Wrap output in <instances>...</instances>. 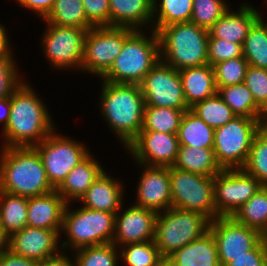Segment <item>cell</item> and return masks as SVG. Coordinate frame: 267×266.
Listing matches in <instances>:
<instances>
[{
    "label": "cell",
    "mask_w": 267,
    "mask_h": 266,
    "mask_svg": "<svg viewBox=\"0 0 267 266\" xmlns=\"http://www.w3.org/2000/svg\"><path fill=\"white\" fill-rule=\"evenodd\" d=\"M140 167L141 176L136 186V200L133 204L138 207L163 212L171 207V188L169 167L147 166L134 163Z\"/></svg>",
    "instance_id": "cell-19"
},
{
    "label": "cell",
    "mask_w": 267,
    "mask_h": 266,
    "mask_svg": "<svg viewBox=\"0 0 267 266\" xmlns=\"http://www.w3.org/2000/svg\"><path fill=\"white\" fill-rule=\"evenodd\" d=\"M129 27H92L85 38L81 73L101 78L119 55Z\"/></svg>",
    "instance_id": "cell-12"
},
{
    "label": "cell",
    "mask_w": 267,
    "mask_h": 266,
    "mask_svg": "<svg viewBox=\"0 0 267 266\" xmlns=\"http://www.w3.org/2000/svg\"><path fill=\"white\" fill-rule=\"evenodd\" d=\"M66 205L56 190L45 195L29 197L27 226L61 231Z\"/></svg>",
    "instance_id": "cell-22"
},
{
    "label": "cell",
    "mask_w": 267,
    "mask_h": 266,
    "mask_svg": "<svg viewBox=\"0 0 267 266\" xmlns=\"http://www.w3.org/2000/svg\"><path fill=\"white\" fill-rule=\"evenodd\" d=\"M119 254L126 266H165L166 262L154 240L120 246Z\"/></svg>",
    "instance_id": "cell-36"
},
{
    "label": "cell",
    "mask_w": 267,
    "mask_h": 266,
    "mask_svg": "<svg viewBox=\"0 0 267 266\" xmlns=\"http://www.w3.org/2000/svg\"><path fill=\"white\" fill-rule=\"evenodd\" d=\"M261 127L267 131V108L263 111Z\"/></svg>",
    "instance_id": "cell-53"
},
{
    "label": "cell",
    "mask_w": 267,
    "mask_h": 266,
    "mask_svg": "<svg viewBox=\"0 0 267 266\" xmlns=\"http://www.w3.org/2000/svg\"><path fill=\"white\" fill-rule=\"evenodd\" d=\"M53 190L35 147H0V191L29 198Z\"/></svg>",
    "instance_id": "cell-3"
},
{
    "label": "cell",
    "mask_w": 267,
    "mask_h": 266,
    "mask_svg": "<svg viewBox=\"0 0 267 266\" xmlns=\"http://www.w3.org/2000/svg\"><path fill=\"white\" fill-rule=\"evenodd\" d=\"M260 16L261 12L258 11V8L250 5L249 2L241 3L235 10L230 7L208 30L209 37L225 39L243 46L249 29Z\"/></svg>",
    "instance_id": "cell-21"
},
{
    "label": "cell",
    "mask_w": 267,
    "mask_h": 266,
    "mask_svg": "<svg viewBox=\"0 0 267 266\" xmlns=\"http://www.w3.org/2000/svg\"><path fill=\"white\" fill-rule=\"evenodd\" d=\"M44 21L57 26L87 30L93 27L87 20L82 0H55L52 9L42 22Z\"/></svg>",
    "instance_id": "cell-34"
},
{
    "label": "cell",
    "mask_w": 267,
    "mask_h": 266,
    "mask_svg": "<svg viewBox=\"0 0 267 266\" xmlns=\"http://www.w3.org/2000/svg\"><path fill=\"white\" fill-rule=\"evenodd\" d=\"M3 26H4V24H3V23H0V29H1Z\"/></svg>",
    "instance_id": "cell-54"
},
{
    "label": "cell",
    "mask_w": 267,
    "mask_h": 266,
    "mask_svg": "<svg viewBox=\"0 0 267 266\" xmlns=\"http://www.w3.org/2000/svg\"><path fill=\"white\" fill-rule=\"evenodd\" d=\"M71 204L66 205L63 214L61 235L64 233L67 240H61L62 251L68 253L69 250L73 252L83 247L112 243L115 213L83 206L75 209Z\"/></svg>",
    "instance_id": "cell-6"
},
{
    "label": "cell",
    "mask_w": 267,
    "mask_h": 266,
    "mask_svg": "<svg viewBox=\"0 0 267 266\" xmlns=\"http://www.w3.org/2000/svg\"><path fill=\"white\" fill-rule=\"evenodd\" d=\"M267 21L261 15L251 26L244 40L243 57L248 64L267 69Z\"/></svg>",
    "instance_id": "cell-33"
},
{
    "label": "cell",
    "mask_w": 267,
    "mask_h": 266,
    "mask_svg": "<svg viewBox=\"0 0 267 266\" xmlns=\"http://www.w3.org/2000/svg\"><path fill=\"white\" fill-rule=\"evenodd\" d=\"M190 22L209 30L231 7L226 0H193Z\"/></svg>",
    "instance_id": "cell-40"
},
{
    "label": "cell",
    "mask_w": 267,
    "mask_h": 266,
    "mask_svg": "<svg viewBox=\"0 0 267 266\" xmlns=\"http://www.w3.org/2000/svg\"><path fill=\"white\" fill-rule=\"evenodd\" d=\"M8 29L3 26L0 29V59L14 58V47L11 45L8 36ZM12 48V49H11Z\"/></svg>",
    "instance_id": "cell-50"
},
{
    "label": "cell",
    "mask_w": 267,
    "mask_h": 266,
    "mask_svg": "<svg viewBox=\"0 0 267 266\" xmlns=\"http://www.w3.org/2000/svg\"><path fill=\"white\" fill-rule=\"evenodd\" d=\"M220 266L253 250L265 237L257 230L237 222L233 217H216L210 221Z\"/></svg>",
    "instance_id": "cell-15"
},
{
    "label": "cell",
    "mask_w": 267,
    "mask_h": 266,
    "mask_svg": "<svg viewBox=\"0 0 267 266\" xmlns=\"http://www.w3.org/2000/svg\"><path fill=\"white\" fill-rule=\"evenodd\" d=\"M109 7L110 27L152 29V0H109Z\"/></svg>",
    "instance_id": "cell-24"
},
{
    "label": "cell",
    "mask_w": 267,
    "mask_h": 266,
    "mask_svg": "<svg viewBox=\"0 0 267 266\" xmlns=\"http://www.w3.org/2000/svg\"><path fill=\"white\" fill-rule=\"evenodd\" d=\"M171 206L200 212L210 220L217 217L214 205V176H204L169 167Z\"/></svg>",
    "instance_id": "cell-9"
},
{
    "label": "cell",
    "mask_w": 267,
    "mask_h": 266,
    "mask_svg": "<svg viewBox=\"0 0 267 266\" xmlns=\"http://www.w3.org/2000/svg\"><path fill=\"white\" fill-rule=\"evenodd\" d=\"M185 111L170 107L145 106L141 131L178 133Z\"/></svg>",
    "instance_id": "cell-35"
},
{
    "label": "cell",
    "mask_w": 267,
    "mask_h": 266,
    "mask_svg": "<svg viewBox=\"0 0 267 266\" xmlns=\"http://www.w3.org/2000/svg\"><path fill=\"white\" fill-rule=\"evenodd\" d=\"M73 253L76 266H120L119 248L113 243L83 247Z\"/></svg>",
    "instance_id": "cell-38"
},
{
    "label": "cell",
    "mask_w": 267,
    "mask_h": 266,
    "mask_svg": "<svg viewBox=\"0 0 267 266\" xmlns=\"http://www.w3.org/2000/svg\"><path fill=\"white\" fill-rule=\"evenodd\" d=\"M0 266H40V262L17 256L6 250L0 253Z\"/></svg>",
    "instance_id": "cell-48"
},
{
    "label": "cell",
    "mask_w": 267,
    "mask_h": 266,
    "mask_svg": "<svg viewBox=\"0 0 267 266\" xmlns=\"http://www.w3.org/2000/svg\"><path fill=\"white\" fill-rule=\"evenodd\" d=\"M244 84L251 91L255 102L264 110L267 108V69L249 65Z\"/></svg>",
    "instance_id": "cell-44"
},
{
    "label": "cell",
    "mask_w": 267,
    "mask_h": 266,
    "mask_svg": "<svg viewBox=\"0 0 267 266\" xmlns=\"http://www.w3.org/2000/svg\"><path fill=\"white\" fill-rule=\"evenodd\" d=\"M225 266H267V239L264 238L253 250Z\"/></svg>",
    "instance_id": "cell-46"
},
{
    "label": "cell",
    "mask_w": 267,
    "mask_h": 266,
    "mask_svg": "<svg viewBox=\"0 0 267 266\" xmlns=\"http://www.w3.org/2000/svg\"><path fill=\"white\" fill-rule=\"evenodd\" d=\"M16 62L14 58L0 59V99L11 97L15 89L25 80L21 79V69Z\"/></svg>",
    "instance_id": "cell-43"
},
{
    "label": "cell",
    "mask_w": 267,
    "mask_h": 266,
    "mask_svg": "<svg viewBox=\"0 0 267 266\" xmlns=\"http://www.w3.org/2000/svg\"><path fill=\"white\" fill-rule=\"evenodd\" d=\"M133 29L119 55L99 79L111 83L139 84L160 60L159 39L154 29ZM150 33L151 35H146Z\"/></svg>",
    "instance_id": "cell-4"
},
{
    "label": "cell",
    "mask_w": 267,
    "mask_h": 266,
    "mask_svg": "<svg viewBox=\"0 0 267 266\" xmlns=\"http://www.w3.org/2000/svg\"><path fill=\"white\" fill-rule=\"evenodd\" d=\"M174 167L204 176H215L222 169L217 164L213 148L179 145Z\"/></svg>",
    "instance_id": "cell-27"
},
{
    "label": "cell",
    "mask_w": 267,
    "mask_h": 266,
    "mask_svg": "<svg viewBox=\"0 0 267 266\" xmlns=\"http://www.w3.org/2000/svg\"><path fill=\"white\" fill-rule=\"evenodd\" d=\"M261 129V120L235 116L227 124L215 129L214 155L222 170L242 169L256 133Z\"/></svg>",
    "instance_id": "cell-8"
},
{
    "label": "cell",
    "mask_w": 267,
    "mask_h": 266,
    "mask_svg": "<svg viewBox=\"0 0 267 266\" xmlns=\"http://www.w3.org/2000/svg\"><path fill=\"white\" fill-rule=\"evenodd\" d=\"M101 82V95L97 106L107 123L106 127L126 149L143 128L145 100L140 86L103 80Z\"/></svg>",
    "instance_id": "cell-2"
},
{
    "label": "cell",
    "mask_w": 267,
    "mask_h": 266,
    "mask_svg": "<svg viewBox=\"0 0 267 266\" xmlns=\"http://www.w3.org/2000/svg\"><path fill=\"white\" fill-rule=\"evenodd\" d=\"M180 145L213 148L215 129L208 126L190 109L185 111L178 130Z\"/></svg>",
    "instance_id": "cell-28"
},
{
    "label": "cell",
    "mask_w": 267,
    "mask_h": 266,
    "mask_svg": "<svg viewBox=\"0 0 267 266\" xmlns=\"http://www.w3.org/2000/svg\"><path fill=\"white\" fill-rule=\"evenodd\" d=\"M61 231L26 226L9 237V250L17 255L38 262L62 252Z\"/></svg>",
    "instance_id": "cell-18"
},
{
    "label": "cell",
    "mask_w": 267,
    "mask_h": 266,
    "mask_svg": "<svg viewBox=\"0 0 267 266\" xmlns=\"http://www.w3.org/2000/svg\"><path fill=\"white\" fill-rule=\"evenodd\" d=\"M10 116V97L0 99V123L3 130L8 124Z\"/></svg>",
    "instance_id": "cell-51"
},
{
    "label": "cell",
    "mask_w": 267,
    "mask_h": 266,
    "mask_svg": "<svg viewBox=\"0 0 267 266\" xmlns=\"http://www.w3.org/2000/svg\"><path fill=\"white\" fill-rule=\"evenodd\" d=\"M165 266H220L217 245L210 231L176 250Z\"/></svg>",
    "instance_id": "cell-25"
},
{
    "label": "cell",
    "mask_w": 267,
    "mask_h": 266,
    "mask_svg": "<svg viewBox=\"0 0 267 266\" xmlns=\"http://www.w3.org/2000/svg\"><path fill=\"white\" fill-rule=\"evenodd\" d=\"M145 106L170 107L187 111L179 71L159 60L139 83Z\"/></svg>",
    "instance_id": "cell-13"
},
{
    "label": "cell",
    "mask_w": 267,
    "mask_h": 266,
    "mask_svg": "<svg viewBox=\"0 0 267 266\" xmlns=\"http://www.w3.org/2000/svg\"><path fill=\"white\" fill-rule=\"evenodd\" d=\"M15 2L18 6L33 11L42 20L49 14L55 0H15Z\"/></svg>",
    "instance_id": "cell-47"
},
{
    "label": "cell",
    "mask_w": 267,
    "mask_h": 266,
    "mask_svg": "<svg viewBox=\"0 0 267 266\" xmlns=\"http://www.w3.org/2000/svg\"><path fill=\"white\" fill-rule=\"evenodd\" d=\"M40 44L52 69L81 72L87 29L46 23ZM67 69V70H66Z\"/></svg>",
    "instance_id": "cell-11"
},
{
    "label": "cell",
    "mask_w": 267,
    "mask_h": 266,
    "mask_svg": "<svg viewBox=\"0 0 267 266\" xmlns=\"http://www.w3.org/2000/svg\"><path fill=\"white\" fill-rule=\"evenodd\" d=\"M232 217L267 239V186H262Z\"/></svg>",
    "instance_id": "cell-31"
},
{
    "label": "cell",
    "mask_w": 267,
    "mask_h": 266,
    "mask_svg": "<svg viewBox=\"0 0 267 266\" xmlns=\"http://www.w3.org/2000/svg\"><path fill=\"white\" fill-rule=\"evenodd\" d=\"M62 251L57 256L48 258L44 262H40V266H76L74 256L72 254ZM70 257H69V256Z\"/></svg>",
    "instance_id": "cell-49"
},
{
    "label": "cell",
    "mask_w": 267,
    "mask_h": 266,
    "mask_svg": "<svg viewBox=\"0 0 267 266\" xmlns=\"http://www.w3.org/2000/svg\"><path fill=\"white\" fill-rule=\"evenodd\" d=\"M82 4L93 27H110L109 0H82Z\"/></svg>",
    "instance_id": "cell-45"
},
{
    "label": "cell",
    "mask_w": 267,
    "mask_h": 266,
    "mask_svg": "<svg viewBox=\"0 0 267 266\" xmlns=\"http://www.w3.org/2000/svg\"><path fill=\"white\" fill-rule=\"evenodd\" d=\"M177 133L140 131L124 149L134 160L147 166H173L179 151Z\"/></svg>",
    "instance_id": "cell-16"
},
{
    "label": "cell",
    "mask_w": 267,
    "mask_h": 266,
    "mask_svg": "<svg viewBox=\"0 0 267 266\" xmlns=\"http://www.w3.org/2000/svg\"><path fill=\"white\" fill-rule=\"evenodd\" d=\"M207 51L208 64L211 66L228 59L243 56L241 44L214 37H209Z\"/></svg>",
    "instance_id": "cell-42"
},
{
    "label": "cell",
    "mask_w": 267,
    "mask_h": 266,
    "mask_svg": "<svg viewBox=\"0 0 267 266\" xmlns=\"http://www.w3.org/2000/svg\"><path fill=\"white\" fill-rule=\"evenodd\" d=\"M190 110L213 129L227 124L236 116L217 93L196 103Z\"/></svg>",
    "instance_id": "cell-37"
},
{
    "label": "cell",
    "mask_w": 267,
    "mask_h": 266,
    "mask_svg": "<svg viewBox=\"0 0 267 266\" xmlns=\"http://www.w3.org/2000/svg\"><path fill=\"white\" fill-rule=\"evenodd\" d=\"M160 60L176 70L208 64L209 32L192 22L175 23L157 31Z\"/></svg>",
    "instance_id": "cell-5"
},
{
    "label": "cell",
    "mask_w": 267,
    "mask_h": 266,
    "mask_svg": "<svg viewBox=\"0 0 267 266\" xmlns=\"http://www.w3.org/2000/svg\"><path fill=\"white\" fill-rule=\"evenodd\" d=\"M122 205L115 214V233L112 243L118 248L129 243L154 240L157 212L132 204Z\"/></svg>",
    "instance_id": "cell-17"
},
{
    "label": "cell",
    "mask_w": 267,
    "mask_h": 266,
    "mask_svg": "<svg viewBox=\"0 0 267 266\" xmlns=\"http://www.w3.org/2000/svg\"><path fill=\"white\" fill-rule=\"evenodd\" d=\"M57 130L56 128L34 146L40 155L48 181L55 189L91 153L84 142L62 135Z\"/></svg>",
    "instance_id": "cell-10"
},
{
    "label": "cell",
    "mask_w": 267,
    "mask_h": 266,
    "mask_svg": "<svg viewBox=\"0 0 267 266\" xmlns=\"http://www.w3.org/2000/svg\"><path fill=\"white\" fill-rule=\"evenodd\" d=\"M248 67L249 64L243 56L214 64L216 88L244 83Z\"/></svg>",
    "instance_id": "cell-41"
},
{
    "label": "cell",
    "mask_w": 267,
    "mask_h": 266,
    "mask_svg": "<svg viewBox=\"0 0 267 266\" xmlns=\"http://www.w3.org/2000/svg\"><path fill=\"white\" fill-rule=\"evenodd\" d=\"M210 219L200 212L170 207L159 212L155 223L154 242L166 260L176 250L202 237L209 231Z\"/></svg>",
    "instance_id": "cell-7"
},
{
    "label": "cell",
    "mask_w": 267,
    "mask_h": 266,
    "mask_svg": "<svg viewBox=\"0 0 267 266\" xmlns=\"http://www.w3.org/2000/svg\"><path fill=\"white\" fill-rule=\"evenodd\" d=\"M28 197L0 191V224L10 237L27 226Z\"/></svg>",
    "instance_id": "cell-30"
},
{
    "label": "cell",
    "mask_w": 267,
    "mask_h": 266,
    "mask_svg": "<svg viewBox=\"0 0 267 266\" xmlns=\"http://www.w3.org/2000/svg\"><path fill=\"white\" fill-rule=\"evenodd\" d=\"M217 94L236 116L262 120L264 110L255 102L251 91L244 83L219 87Z\"/></svg>",
    "instance_id": "cell-29"
},
{
    "label": "cell",
    "mask_w": 267,
    "mask_h": 266,
    "mask_svg": "<svg viewBox=\"0 0 267 266\" xmlns=\"http://www.w3.org/2000/svg\"><path fill=\"white\" fill-rule=\"evenodd\" d=\"M26 79L10 97V116L0 147H34L56 129L44 100Z\"/></svg>",
    "instance_id": "cell-1"
},
{
    "label": "cell",
    "mask_w": 267,
    "mask_h": 266,
    "mask_svg": "<svg viewBox=\"0 0 267 266\" xmlns=\"http://www.w3.org/2000/svg\"><path fill=\"white\" fill-rule=\"evenodd\" d=\"M263 185L243 169H225L214 176L217 217H232Z\"/></svg>",
    "instance_id": "cell-14"
},
{
    "label": "cell",
    "mask_w": 267,
    "mask_h": 266,
    "mask_svg": "<svg viewBox=\"0 0 267 266\" xmlns=\"http://www.w3.org/2000/svg\"><path fill=\"white\" fill-rule=\"evenodd\" d=\"M121 182L110 176L105 169L78 202L85 208L116 214L126 201V189Z\"/></svg>",
    "instance_id": "cell-20"
},
{
    "label": "cell",
    "mask_w": 267,
    "mask_h": 266,
    "mask_svg": "<svg viewBox=\"0 0 267 266\" xmlns=\"http://www.w3.org/2000/svg\"><path fill=\"white\" fill-rule=\"evenodd\" d=\"M193 0H152V29L156 32L175 23L190 22Z\"/></svg>",
    "instance_id": "cell-32"
},
{
    "label": "cell",
    "mask_w": 267,
    "mask_h": 266,
    "mask_svg": "<svg viewBox=\"0 0 267 266\" xmlns=\"http://www.w3.org/2000/svg\"><path fill=\"white\" fill-rule=\"evenodd\" d=\"M189 108L217 93L213 66L209 64L179 70Z\"/></svg>",
    "instance_id": "cell-26"
},
{
    "label": "cell",
    "mask_w": 267,
    "mask_h": 266,
    "mask_svg": "<svg viewBox=\"0 0 267 266\" xmlns=\"http://www.w3.org/2000/svg\"><path fill=\"white\" fill-rule=\"evenodd\" d=\"M242 169L263 186H267V131L262 127L253 139L248 159Z\"/></svg>",
    "instance_id": "cell-39"
},
{
    "label": "cell",
    "mask_w": 267,
    "mask_h": 266,
    "mask_svg": "<svg viewBox=\"0 0 267 266\" xmlns=\"http://www.w3.org/2000/svg\"><path fill=\"white\" fill-rule=\"evenodd\" d=\"M101 163L90 153L69 172L55 190L67 204L71 202L78 203L98 176L105 170Z\"/></svg>",
    "instance_id": "cell-23"
},
{
    "label": "cell",
    "mask_w": 267,
    "mask_h": 266,
    "mask_svg": "<svg viewBox=\"0 0 267 266\" xmlns=\"http://www.w3.org/2000/svg\"><path fill=\"white\" fill-rule=\"evenodd\" d=\"M9 250V236L4 232L0 224V253Z\"/></svg>",
    "instance_id": "cell-52"
}]
</instances>
